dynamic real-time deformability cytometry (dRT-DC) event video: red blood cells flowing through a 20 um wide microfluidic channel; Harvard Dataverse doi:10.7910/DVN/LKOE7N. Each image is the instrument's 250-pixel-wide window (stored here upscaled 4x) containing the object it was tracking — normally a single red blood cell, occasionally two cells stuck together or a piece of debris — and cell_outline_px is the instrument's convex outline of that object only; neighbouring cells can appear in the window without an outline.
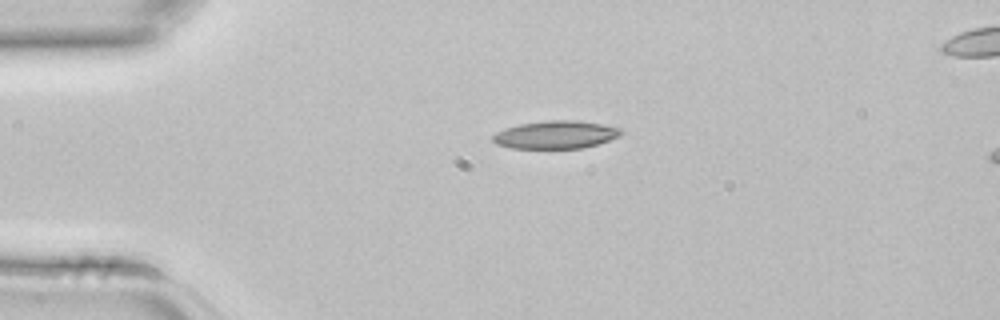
{"species": "common noctule bat (a hibernating species)", "species_latin": "Nyctalus noctula", "temperature_condition": "room temperature", "stored_images_in_passage": 2, "camera_frame_rate_fps": 3000, "um_per_image_px": 0.085, "animal": {"sex": "female", "body_mass_g": 22.7, "forearm_length_mm": 54.2}, "frame": {"image": 1, "passage_image": 1, "time_ms": 0.0, "image_size_px": [1000, 320], "cell_outline_px": [[624, 132], [620, 136], [596, 144], [580, 148], [512, 148], [496, 144], [492, 140], [492, 136], [496, 132], [520, 124], [548, 120], [576, 120], [604, 124], [620, 128]], "centroid_in_image_um": [47.25, 11.44], "position_along_channel_um": 37.7, "area_um2": 20.69}}